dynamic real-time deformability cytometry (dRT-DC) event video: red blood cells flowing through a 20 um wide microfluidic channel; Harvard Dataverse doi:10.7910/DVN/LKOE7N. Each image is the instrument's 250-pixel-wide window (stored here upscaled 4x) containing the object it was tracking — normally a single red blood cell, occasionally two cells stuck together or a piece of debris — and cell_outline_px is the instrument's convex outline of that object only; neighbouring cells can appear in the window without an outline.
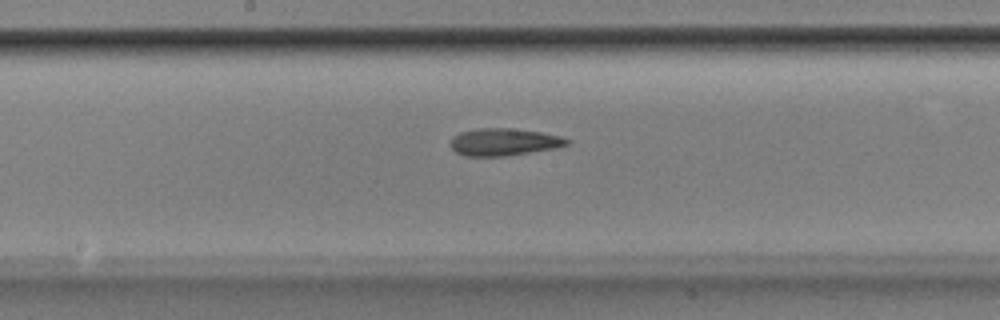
{"species": "Egyptian fruit bat (a non-hibernating species)", "species_latin": "Rousettus aegyptiacus", "temperature_condition": "room temperature", "stored_images_in_passage": 52, "camera_frame_rate_fps": 3000, "um_per_image_px": 0.085, "animal": {"sex": "male"}, "frame": {"image": 1, "passage_image": 27, "time_ms": 8.667, "image_size_px": [1000, 320], "cell_outline_px": [[572, 140], [568, 144], [556, 148], [504, 156], [464, 156], [456, 152], [448, 144], [452, 136], [460, 132], [476, 128], [512, 128], [540, 132], [560, 136]], "centroid_in_image_um": [42.79, 12.06], "position_along_channel_um": 205.4, "area_um2": 18.67}}
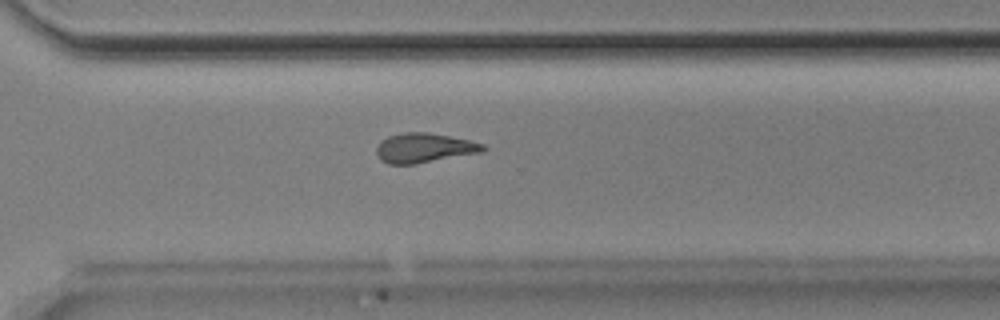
{"frame": {"image": 2, "passage_image": 37, "time_ms": 12.0, "image_size_px": [1000, 320], "cell_outline_px": [[488, 148], [484, 152], [416, 164], [388, 164], [380, 160], [376, 152], [376, 148], [380, 140], [388, 136], [404, 132], [428, 132], [468, 140], [484, 144]], "centroid_in_image_um": [36.06, 12.58], "position_along_channel_um": 334.5, "area_um2": 18.55}}
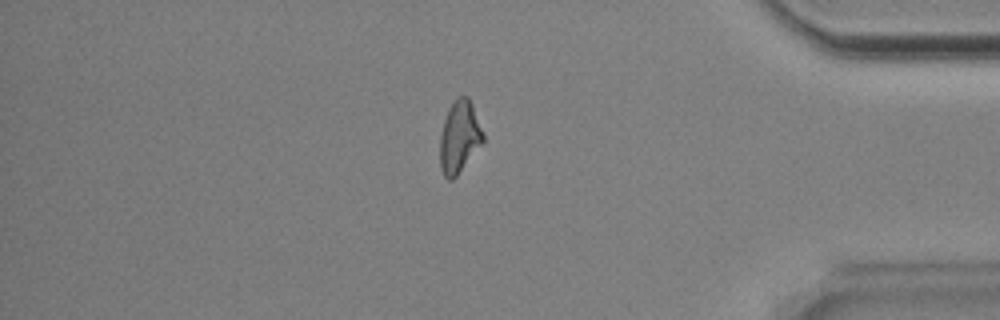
{"frame": {"image": 3, "passage_image": 44, "time_ms": 14.333, "image_size_px": [1000, 320], "cell_outline_px": [[484, 140], [456, 176], [452, 180], [448, 180], [444, 176], [440, 168], [440, 136], [444, 120], [456, 96], [468, 96], [472, 104], [484, 132]], "centroid_in_image_um": [39.05, 11.63], "position_along_channel_um": 396.2, "area_um2": 17.92}, "authors_computed_cell_mechanics": {"area_um2": 18.5538, "velocity_mm_per_s": 3.8895, "shape_relaxation_time_tau1_ms": 10.5699, "shape_relaxation_time_tau2_ms": 8.523, "deformation_change_tau1": 0.251, "deformation_change_tau2": 0.1999}}